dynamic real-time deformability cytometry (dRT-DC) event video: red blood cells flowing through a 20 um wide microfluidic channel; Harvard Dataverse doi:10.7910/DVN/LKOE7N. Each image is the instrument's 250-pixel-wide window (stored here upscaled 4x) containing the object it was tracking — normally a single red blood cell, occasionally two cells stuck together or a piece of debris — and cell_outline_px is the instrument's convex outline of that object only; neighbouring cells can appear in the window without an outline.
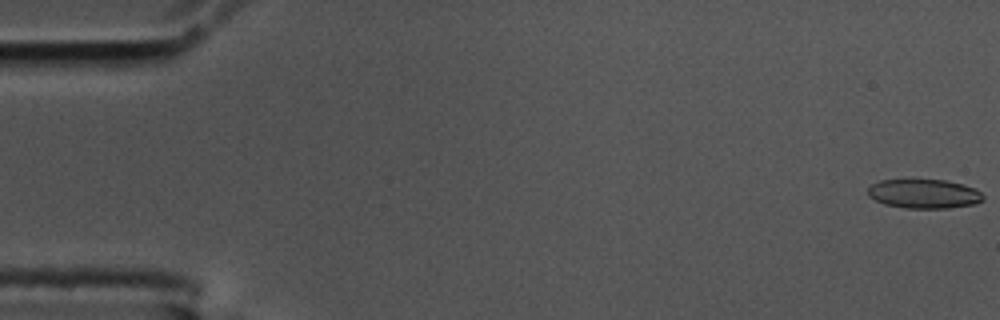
{"species": "common noctule bat (a hibernating species)", "species_latin": "Nyctalus noctula", "temperature_condition": "cold", "stored_images_in_passage": 9, "camera_frame_rate_fps": 3000, "um_per_image_px": 0.085, "animal": {"sex": "male", "body_mass_g": 17.5, "forearm_length_mm": 52.3}, "frame": {"image": 1, "passage_image": 1, "time_ms": 0.0, "image_size_px": [1000, 320], "cell_outline_px": [[984, 200], [976, 204], [948, 208], [904, 208], [884, 204], [868, 196], [868, 188], [872, 184], [880, 180], [944, 180], [976, 188], [984, 196]], "centroid_in_image_um": [78.55, 16.48], "position_along_channel_um": 6.4, "area_um2": 19.59}}